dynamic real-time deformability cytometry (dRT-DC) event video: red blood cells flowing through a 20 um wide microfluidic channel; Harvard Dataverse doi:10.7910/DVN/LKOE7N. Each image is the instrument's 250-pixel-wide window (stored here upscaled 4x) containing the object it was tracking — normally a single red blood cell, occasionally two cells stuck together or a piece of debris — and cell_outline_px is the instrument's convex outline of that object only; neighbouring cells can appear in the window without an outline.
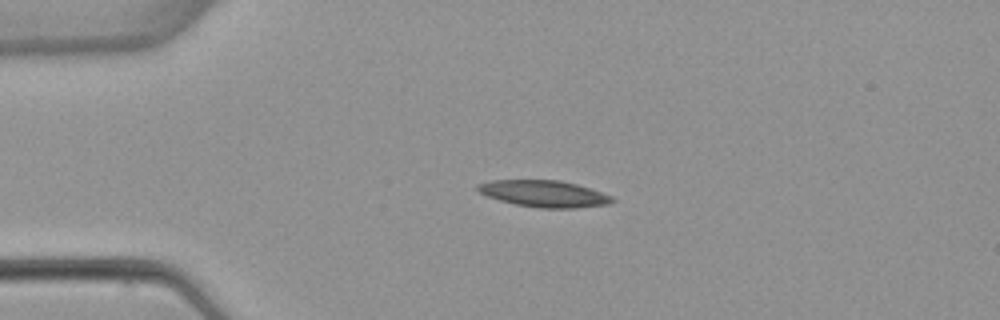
{"species": "common noctule bat (a hibernating species)", "species_latin": "Nyctalus noctula", "temperature_condition": "warm", "stored_images_in_passage": 7, "camera_frame_rate_fps": 3000, "um_per_image_px": 0.085, "animal": {"sex": "female", "body_mass_g": 22.7, "forearm_length_mm": 54.2}, "frame": {"image": 1, "passage_image": 4, "time_ms": 3.667, "image_size_px": [1000, 320], "cell_outline_px": [[616, 200], [608, 204], [576, 208], [540, 208], [516, 204], [500, 200], [488, 196], [480, 192], [476, 188], [476, 184], [492, 180], [560, 180], [576, 184], [612, 196]], "centroid_in_image_um": [46.24, 16.46], "position_along_channel_um": 38.8, "area_um2": 20.69}}
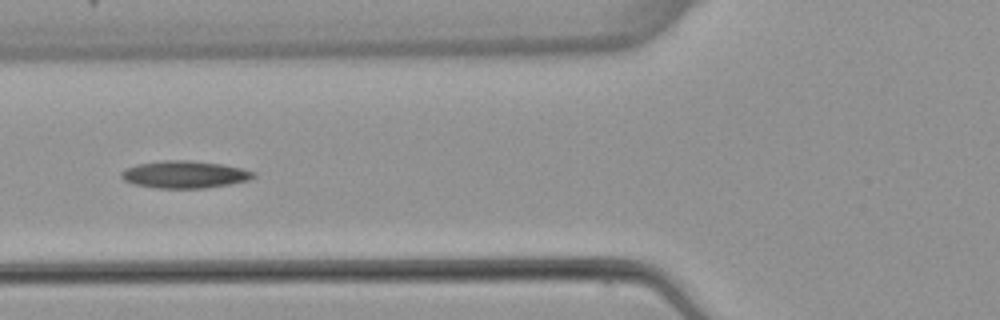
{"frame": {"image": 2, "passage_image": 6, "time_ms": 6.333, "image_size_px": [1000, 320], "cell_outline_px": [[256, 176], [248, 180], [228, 184], [204, 188], [156, 188], [132, 184], [124, 180], [120, 176], [120, 172], [124, 168], [136, 164], [164, 160], [188, 160], [220, 164], [244, 168], [256, 172]], "centroid_in_image_um": [15.66, 14.82], "position_along_channel_um": 110.1, "area_um2": 21.15}}
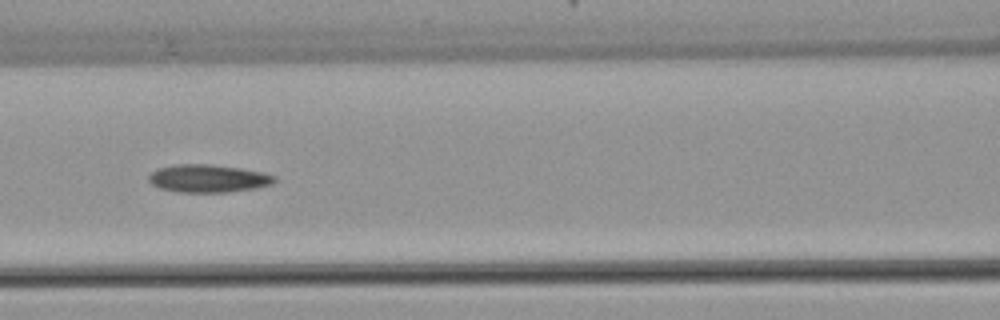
{"frame": {"image": 3, "passage_image": 7, "time_ms": 7.333, "image_size_px": [1000, 320], "cell_outline_px": [[276, 180], [272, 184], [256, 188], [228, 192], [180, 192], [160, 188], [152, 184], [148, 180], [148, 176], [156, 168], [176, 164], [212, 164], [240, 168], [264, 172], [276, 176]], "centroid_in_image_um": [17.7, 15.16], "position_along_channel_um": 148.9, "area_um2": 20.52}}